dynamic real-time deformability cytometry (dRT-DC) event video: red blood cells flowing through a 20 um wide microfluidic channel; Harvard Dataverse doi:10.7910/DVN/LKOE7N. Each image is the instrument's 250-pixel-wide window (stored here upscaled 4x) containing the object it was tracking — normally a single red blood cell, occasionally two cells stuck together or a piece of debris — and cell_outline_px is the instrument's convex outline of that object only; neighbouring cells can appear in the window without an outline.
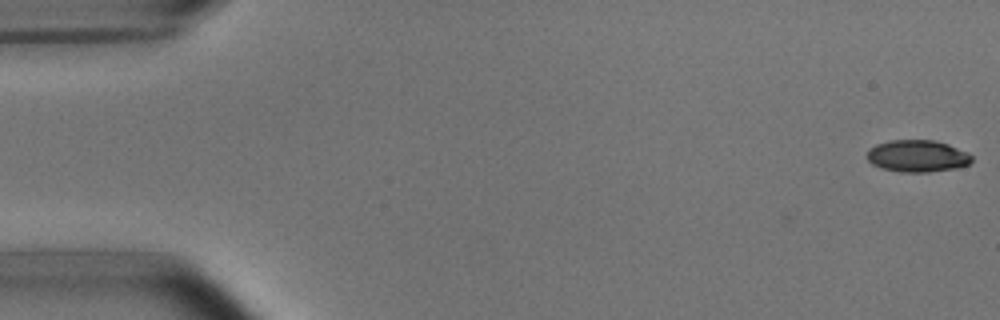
{"species": "common noctule bat (a hibernating species)", "species_latin": "Nyctalus noctula", "temperature_condition": "room temperature", "stored_images_in_passage": 50, "camera_frame_rate_fps": 3000, "um_per_image_px": 0.085, "animal": {"sex": "male", "body_mass_g": 15.6}, "frame": {"image": 1, "passage_image": 1, "time_ms": 0.0, "image_size_px": [1000, 320], "cell_outline_px": [[972, 160], [968, 164], [956, 168], [928, 172], [900, 172], [880, 168], [872, 164], [868, 160], [868, 152], [876, 144], [892, 140], [936, 140], [948, 144], [968, 152], [972, 156]], "centroid_in_image_um": [78.0, 13.26], "position_along_channel_um": 7.0, "area_um2": 19.48}}
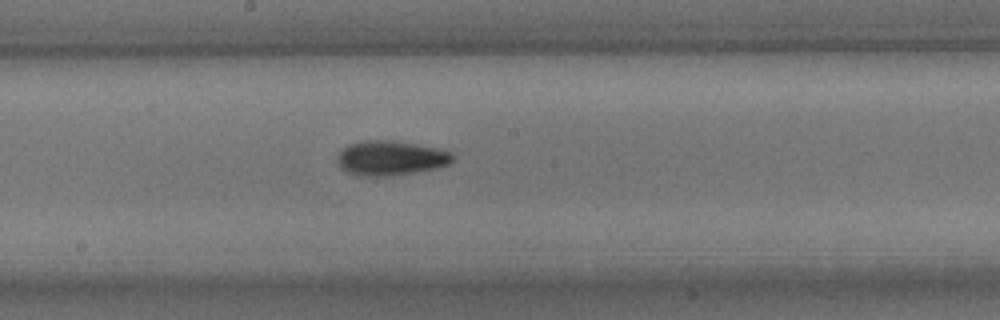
{"frame": {"image": 2, "passage_image": 28, "time_ms": 9.0, "image_size_px": [1000, 320], "cell_outline_px": [[456, 156], [448, 164], [436, 168], [388, 176], [360, 176], [348, 172], [340, 168], [336, 156], [340, 148], [348, 144], [364, 140], [392, 140], [416, 144], [436, 148], [452, 152]], "centroid_in_image_um": [33.16, 13.42], "position_along_channel_um": 215.0, "area_um2": 23.41}}
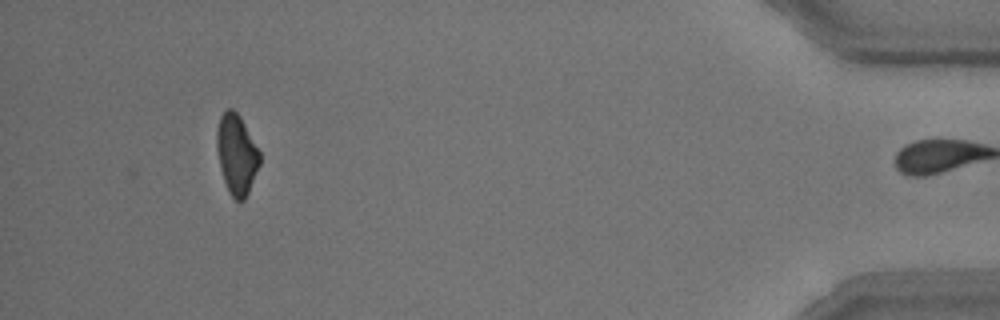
{"frame": {"image": 3, "passage_image": 49, "time_ms": 16.0, "image_size_px": [1000, 320], "cell_outline_px": [[260, 164], [248, 192], [244, 200], [236, 200], [232, 196], [224, 180], [220, 168], [216, 148], [216, 132], [220, 116], [228, 108], [232, 108], [240, 116], [260, 152]], "centroid_in_image_um": [20.1, 13.09], "position_along_channel_um": 415.1, "area_um2": 19.83}, "authors_computed_cell_mechanics": {"area_um2": 21.0681, "velocity_mm_per_s": 3.8178, "shape_relaxation_time_tau1_ms": 2.954, "shape_relaxation_time_tau2_ms": 5.6268, "deformation_change_tau1": 0.1253, "deformation_change_tau2": 0.1111}}